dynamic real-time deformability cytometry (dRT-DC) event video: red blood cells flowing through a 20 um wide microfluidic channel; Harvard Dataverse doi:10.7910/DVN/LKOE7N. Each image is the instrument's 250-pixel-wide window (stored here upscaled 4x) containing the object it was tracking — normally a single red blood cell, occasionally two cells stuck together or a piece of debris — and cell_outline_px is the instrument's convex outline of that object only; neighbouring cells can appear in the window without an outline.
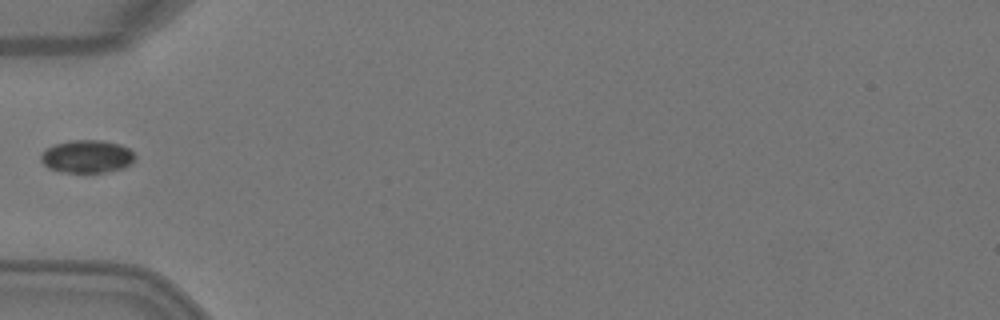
{"species": "Egyptian fruit bat (a non-hibernating species)", "species_latin": "Rousettus aegyptiacus", "temperature_condition": "warm", "stored_images_in_passage": 3, "camera_frame_rate_fps": 3000, "um_per_image_px": 0.085, "animal": {"sex": "female"}, "frame": {"image": 1, "passage_image": 3, "time_ms": 0.667, "image_size_px": [1000, 320], "cell_outline_px": [[136, 156], [132, 164], [124, 168], [108, 172], [60, 172], [48, 168], [40, 160], [40, 156], [48, 148], [56, 144], [72, 140], [104, 140], [120, 144], [128, 148]], "centroid_in_image_um": [7.43, 13.31], "position_along_channel_um": 77.6, "area_um2": 18.09}}